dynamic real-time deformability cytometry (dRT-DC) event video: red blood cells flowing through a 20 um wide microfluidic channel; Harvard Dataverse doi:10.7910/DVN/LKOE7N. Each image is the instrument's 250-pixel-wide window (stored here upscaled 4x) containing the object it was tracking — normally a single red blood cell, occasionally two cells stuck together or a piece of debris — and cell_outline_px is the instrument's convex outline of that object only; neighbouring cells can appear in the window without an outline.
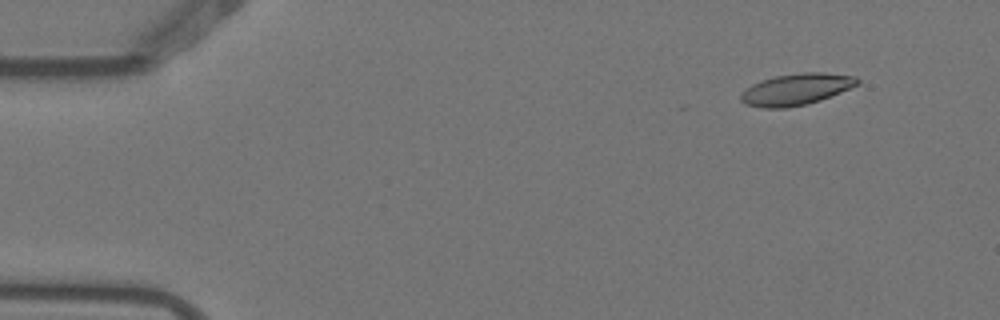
{"species": "Egyptian fruit bat (a non-hibernating species)", "species_latin": "Rousettus aegyptiacus", "temperature_condition": "warm", "stored_images_in_passage": 4, "camera_frame_rate_fps": 3000, "um_per_image_px": 0.085, "animal": {"sex": "female"}, "frame": {"image": 1, "passage_image": 1, "time_ms": 0.0, "image_size_px": [1000, 320], "cell_outline_px": [[860, 84], [820, 100], [788, 108], [764, 108], [744, 104], [740, 100], [740, 96], [752, 84], [760, 80], [776, 76], [804, 72], [824, 72], [856, 76], [860, 80]], "centroid_in_image_um": [67.7, 7.58], "position_along_channel_um": 17.3, "area_um2": 21.33}}
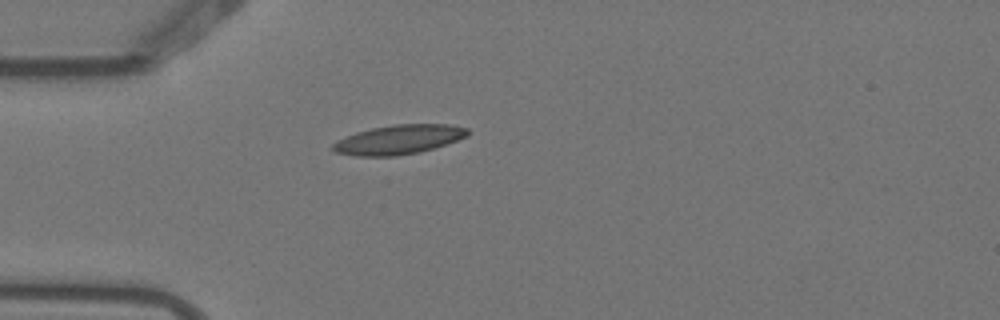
{"frame": {"image": 2, "passage_image": 4, "time_ms": 1.0, "image_size_px": [1000, 320], "cell_outline_px": [[468, 136], [420, 152], [396, 156], [352, 156], [336, 152], [332, 148], [332, 144], [336, 140], [356, 132], [372, 128], [396, 124], [448, 124], [468, 128]], "centroid_in_image_um": [33.85, 11.86], "position_along_channel_um": 51.1, "area_um2": 22.95}}